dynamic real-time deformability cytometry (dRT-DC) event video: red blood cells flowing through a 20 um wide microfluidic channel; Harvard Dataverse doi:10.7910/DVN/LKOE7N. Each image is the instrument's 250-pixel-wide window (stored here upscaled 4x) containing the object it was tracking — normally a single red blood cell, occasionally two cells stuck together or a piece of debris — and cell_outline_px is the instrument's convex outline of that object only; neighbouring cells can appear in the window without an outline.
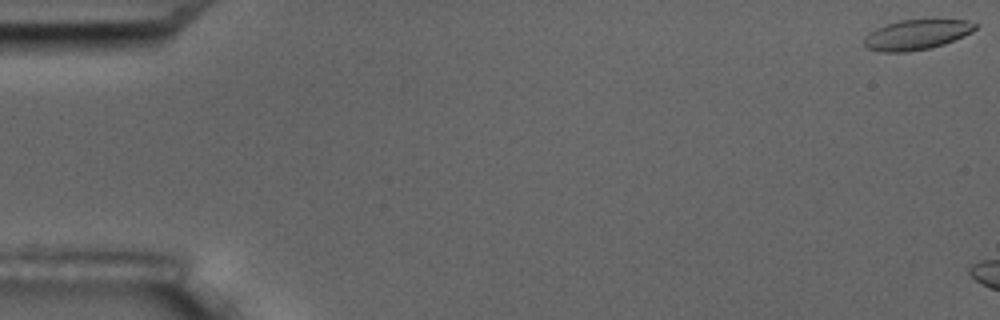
{"species": "common noctule bat (a hibernating species)", "species_latin": "Nyctalus noctula", "temperature_condition": "room temperature", "stored_images_in_passage": 3, "camera_frame_rate_fps": 3000, "um_per_image_px": 0.085, "animal": {"sex": "male", "body_mass_g": 17.5, "forearm_length_mm": 52.3}, "frame": {"image": 1, "passage_image": 1, "time_ms": 0.0, "image_size_px": [1000, 320], "cell_outline_px": [[976, 28], [972, 32], [964, 36], [944, 44], [928, 48], [904, 52], [880, 52], [868, 48], [864, 44], [864, 36], [868, 32], [876, 28], [900, 20], [968, 20], [976, 24]], "centroid_in_image_um": [77.89, 2.95], "position_along_channel_um": 7.1, "area_um2": 19.31}}